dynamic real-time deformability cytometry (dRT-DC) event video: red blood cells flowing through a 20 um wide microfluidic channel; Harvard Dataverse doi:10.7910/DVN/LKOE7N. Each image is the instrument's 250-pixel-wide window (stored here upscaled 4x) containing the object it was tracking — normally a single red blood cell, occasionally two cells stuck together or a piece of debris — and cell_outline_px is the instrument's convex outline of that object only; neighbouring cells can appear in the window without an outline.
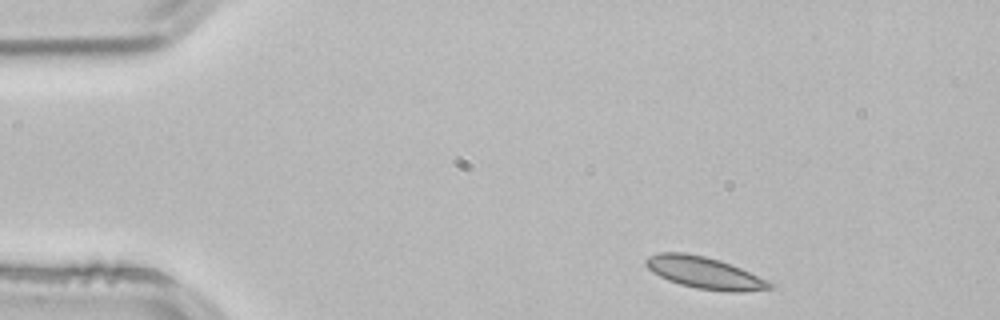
{"species": "common noctule bat (a hibernating species)", "species_latin": "Nyctalus noctula", "temperature_condition": "room temperature", "stored_images_in_passage": 2, "camera_frame_rate_fps": 3000, "um_per_image_px": 0.085, "animal": {"sex": "male", "body_mass_g": 21.5, "forearm_length_mm": 52.0}, "frame": {"image": 1, "passage_image": 1, "time_ms": 0.0, "image_size_px": [1000, 320], "cell_outline_px": [[776, 284], [772, 288], [744, 292], [728, 292], [696, 288], [680, 284], [668, 280], [652, 272], [644, 264], [644, 260], [648, 256], [660, 252], [684, 252], [704, 256], [720, 260], [732, 264], [768, 280]], "centroid_in_image_um": [59.9, 23.18], "position_along_channel_um": 25.1, "area_um2": 23.18}}